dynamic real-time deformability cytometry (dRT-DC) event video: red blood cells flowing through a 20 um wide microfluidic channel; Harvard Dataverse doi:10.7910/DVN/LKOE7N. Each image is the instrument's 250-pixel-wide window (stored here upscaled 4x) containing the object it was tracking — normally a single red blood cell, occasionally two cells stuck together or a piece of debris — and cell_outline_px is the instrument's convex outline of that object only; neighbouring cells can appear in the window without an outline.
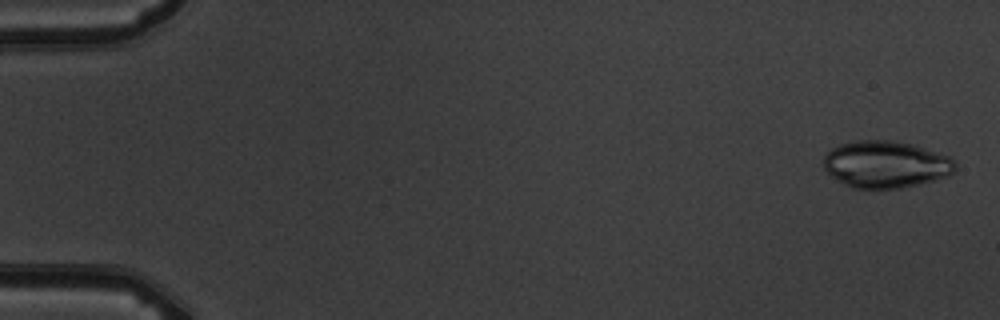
{"species": "common noctule bat (a hibernating species)", "species_latin": "Nyctalus noctula", "temperature_condition": "warm", "stored_images_in_passage": 3, "camera_frame_rate_fps": 3000, "um_per_image_px": 0.085, "animal": {"sex": "male", "body_mass_g": 19.5, "forearm_length_mm": 54.6}, "frame": {"image": 1, "passage_image": 1, "time_ms": 0.0, "image_size_px": [1000, 320], "cell_outline_px": [[956, 168], [948, 176], [936, 180], [920, 184], [900, 188], [852, 188], [844, 184], [832, 176], [824, 168], [824, 156], [832, 148], [840, 144], [856, 140], [896, 140], [916, 144], [952, 156], [956, 164]], "centroid_in_image_um": [75.34, 13.95], "position_along_channel_um": 9.7, "area_um2": 36.53}}